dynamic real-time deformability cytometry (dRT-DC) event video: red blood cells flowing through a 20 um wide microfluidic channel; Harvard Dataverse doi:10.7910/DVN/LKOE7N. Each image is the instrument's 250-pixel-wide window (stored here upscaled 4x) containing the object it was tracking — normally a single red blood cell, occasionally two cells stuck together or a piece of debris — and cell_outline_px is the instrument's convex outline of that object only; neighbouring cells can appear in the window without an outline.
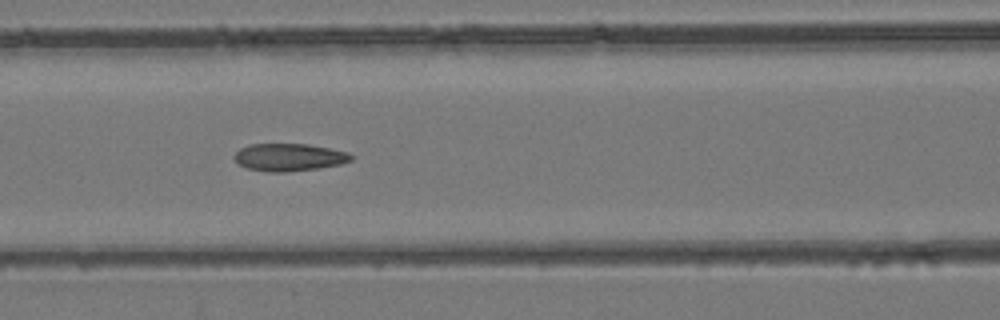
{"species": "common noctule bat (a hibernating species)", "species_latin": "Nyctalus noctula", "temperature_condition": "room temperature", "stored_images_in_passage": 21, "camera_frame_rate_fps": 3000, "um_per_image_px": 0.085, "animal": {"sex": "female", "body_mass_g": 24.6, "forearm_length_mm": 56.2}, "frame": {"image": 1, "passage_image": 7, "time_ms": 2.0, "image_size_px": [1000, 320], "cell_outline_px": [[356, 156], [352, 160], [340, 164], [316, 168], [284, 172], [272, 172], [248, 168], [240, 164], [232, 156], [240, 148], [248, 144], [308, 144], [348, 152]], "centroid_in_image_um": [24.59, 13.35], "position_along_channel_um": 142.0, "area_um2": 18.61}}